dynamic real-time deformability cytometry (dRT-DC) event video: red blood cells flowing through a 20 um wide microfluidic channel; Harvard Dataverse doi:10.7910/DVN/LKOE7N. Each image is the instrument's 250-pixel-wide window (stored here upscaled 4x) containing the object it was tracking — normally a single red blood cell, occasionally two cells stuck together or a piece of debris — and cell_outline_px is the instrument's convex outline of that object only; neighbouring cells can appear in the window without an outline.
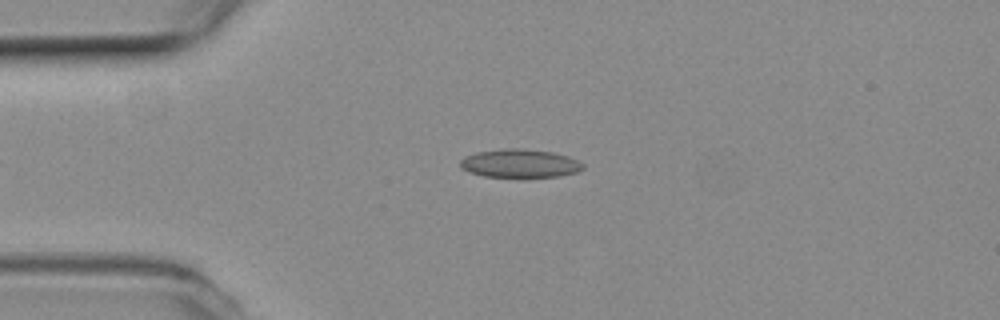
{"species": "common noctule bat (a hibernating species)", "species_latin": "Nyctalus noctula", "temperature_condition": "room temperature", "stored_images_in_passage": 42, "camera_frame_rate_fps": 3000, "um_per_image_px": 0.085, "animal": {"sex": "female", "body_mass_g": 19.3, "forearm_length_mm": 54.1}, "frame": {"image": 1, "passage_image": 12, "time_ms": 3.667, "image_size_px": [1000, 320], "cell_outline_px": [[584, 168], [576, 172], [560, 176], [484, 176], [460, 168], [460, 160], [464, 156], [476, 152], [504, 148], [524, 148], [552, 152], [568, 156], [584, 164]], "centroid_in_image_um": [44.18, 13.86], "position_along_channel_um": 40.8, "area_um2": 20.11}}
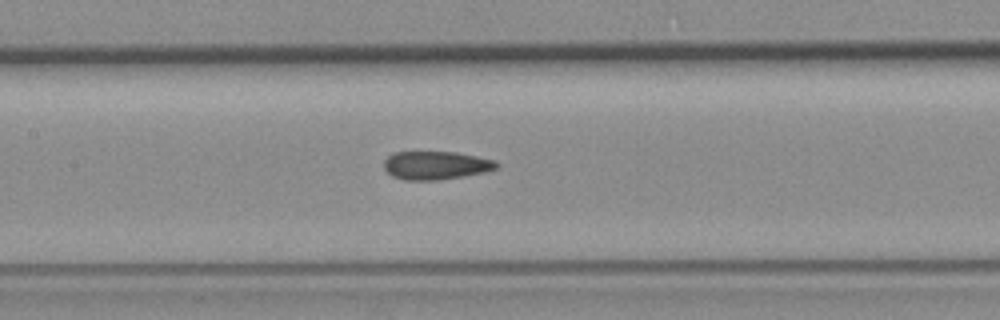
{"frame": {"image": 2, "passage_image": 24, "time_ms": 7.667, "image_size_px": [1000, 320], "cell_outline_px": [[500, 164], [496, 168], [484, 172], [464, 176], [440, 180], [404, 180], [392, 176], [384, 168], [384, 160], [392, 152], [456, 152], [496, 160]], "centroid_in_image_um": [37.04, 14.05], "position_along_channel_um": 170.4, "area_um2": 18.67}}
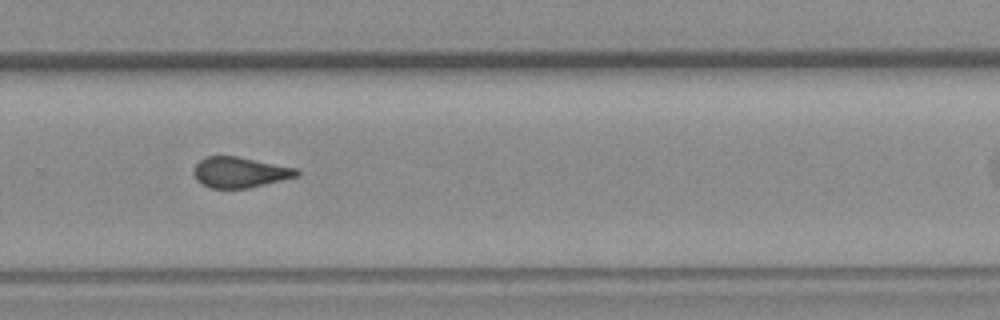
{"frame": {"image": 3, "passage_image": 35, "time_ms": 11.333, "image_size_px": [1000, 320], "cell_outline_px": [[300, 176], [248, 188], [212, 188], [196, 180], [192, 172], [196, 164], [200, 160], [208, 156], [236, 156], [296, 168], [300, 172]], "centroid_in_image_um": [20.39, 14.65], "position_along_channel_um": 309.4, "area_um2": 18.26}}